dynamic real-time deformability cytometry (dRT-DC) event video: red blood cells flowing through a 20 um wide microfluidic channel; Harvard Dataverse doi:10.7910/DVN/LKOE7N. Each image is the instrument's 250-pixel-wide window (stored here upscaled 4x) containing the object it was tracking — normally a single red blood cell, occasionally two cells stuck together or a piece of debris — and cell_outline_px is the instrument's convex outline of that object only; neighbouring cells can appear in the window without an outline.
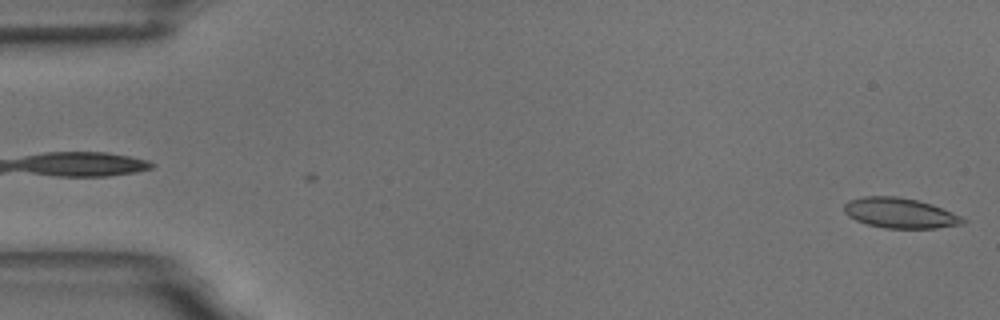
{"species": "common noctule bat (a hibernating species)", "species_latin": "Nyctalus noctula", "temperature_condition": "room temperature", "stored_images_in_passage": 29, "camera_frame_rate_fps": 3000, "um_per_image_px": 0.085, "animal": {"sex": "male", "body_mass_g": 18.8}, "frame": {"image": 1, "passage_image": 1, "time_ms": 0.0, "image_size_px": [1000, 320], "cell_outline_px": [[968, 220], [964, 224], [936, 228], [884, 228], [868, 224], [856, 220], [848, 216], [844, 212], [844, 204], [848, 200], [864, 196], [896, 196], [916, 200], [932, 204], [952, 212]], "centroid_in_image_um": [76.5, 18.11], "position_along_channel_um": 8.5, "area_um2": 20.92}}
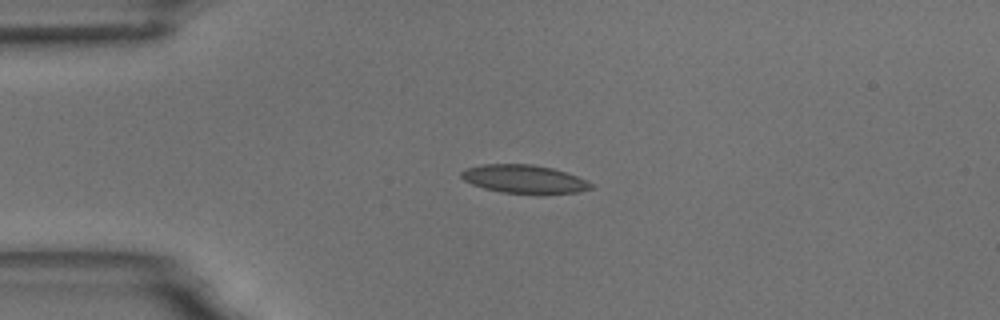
{"frame": {"image": 2, "passage_image": 13, "time_ms": 4.0, "image_size_px": [1000, 320], "cell_outline_px": [[592, 188], [576, 192], [500, 192], [484, 188], [472, 184], [464, 180], [460, 176], [460, 172], [464, 168], [480, 164], [532, 164], [552, 168], [576, 176], [592, 184]], "centroid_in_image_um": [44.44, 15.18], "position_along_channel_um": 40.6, "area_um2": 20.81}}
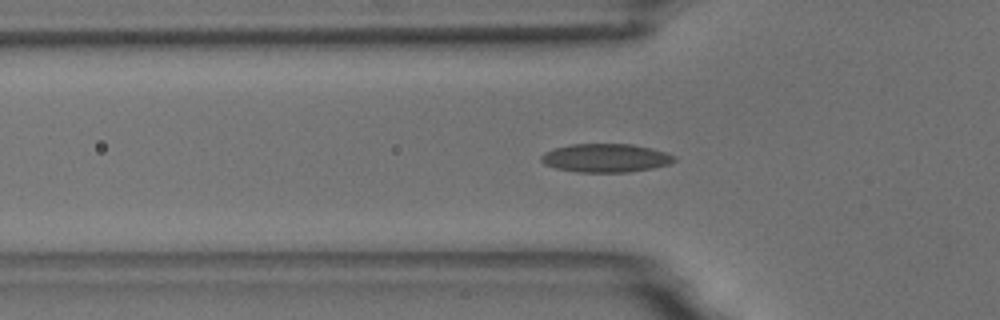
{"frame": {"image": 3, "passage_image": 18, "time_ms": 5.667, "image_size_px": [1000, 320], "cell_outline_px": [[676, 160], [668, 164], [652, 168], [628, 172], [580, 172], [556, 168], [544, 164], [540, 160], [540, 156], [544, 152], [552, 148], [572, 144], [632, 144], [652, 148], [676, 156]], "centroid_in_image_um": [51.46, 13.42], "position_along_channel_um": 74.3, "area_um2": 22.14}}